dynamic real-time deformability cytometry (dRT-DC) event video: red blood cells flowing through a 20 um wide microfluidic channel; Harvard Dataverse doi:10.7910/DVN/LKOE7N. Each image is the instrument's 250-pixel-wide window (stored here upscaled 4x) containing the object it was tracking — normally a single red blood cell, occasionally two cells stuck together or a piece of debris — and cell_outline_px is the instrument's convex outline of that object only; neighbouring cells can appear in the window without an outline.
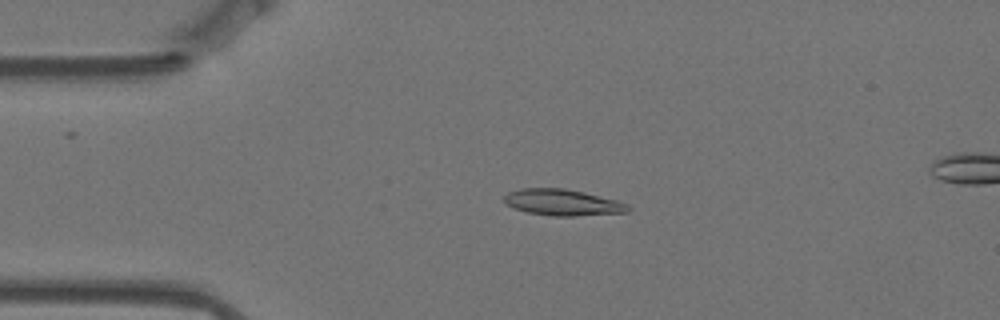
{"species": "Egyptian fruit bat (a non-hibernating species)", "species_latin": "Rousettus aegyptiacus", "temperature_condition": "warm", "stored_images_in_passage": 57, "camera_frame_rate_fps": 3000, "um_per_image_px": 0.085, "animal": {"sex": "female"}, "frame": {"image": 1, "passage_image": 12, "time_ms": 3.667, "image_size_px": [1000, 320], "cell_outline_px": [[632, 208], [628, 212], [576, 216], [552, 216], [528, 212], [512, 208], [504, 204], [504, 196], [508, 192], [520, 188], [564, 188], [584, 192], [616, 200], [628, 204]], "centroid_in_image_um": [47.8, 17.21], "position_along_channel_um": 37.2, "area_um2": 19.13}}
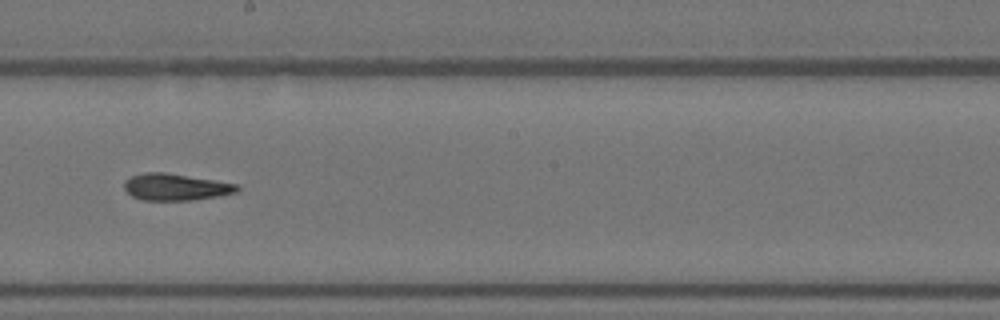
{"frame": {"image": 2, "passage_image": 31, "time_ms": 10.0, "image_size_px": [1000, 320], "cell_outline_px": [[240, 188], [236, 192], [216, 196], [192, 200], [144, 200], [132, 196], [124, 188], [124, 180], [132, 176], [144, 172], [164, 172], [236, 184]], "centroid_in_image_um": [14.88, 15.89], "position_along_channel_um": 233.3, "area_um2": 17.28}}
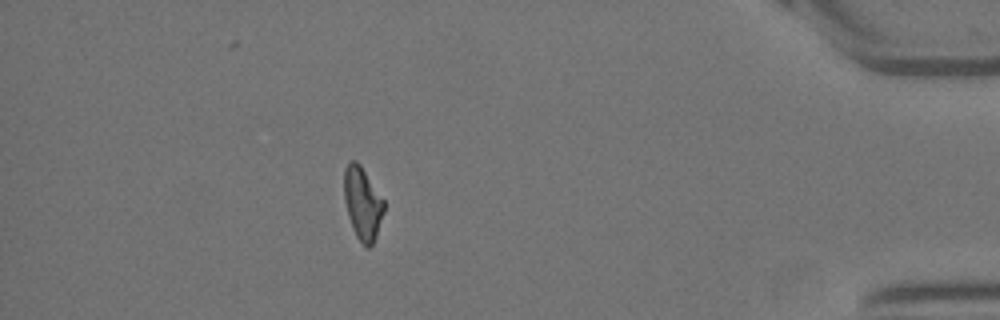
{"frame": {"image": 3, "passage_image": 50, "time_ms": 16.333, "image_size_px": [1000, 320], "cell_outline_px": [[384, 212], [376, 236], [372, 244], [368, 248], [364, 248], [356, 236], [352, 228], [348, 216], [344, 200], [344, 168], [348, 160], [356, 160], [360, 164], [384, 200]], "centroid_in_image_um": [30.8, 17.28], "position_along_channel_um": 404.4, "area_um2": 17.05}, "authors_computed_cell_mechanics": {"area_um2": 17.7446, "velocity_mm_per_s": 3.5203, "shape_relaxation_time_tau1_ms": null, "shape_relaxation_time_tau2_ms": 5.7466, "deformation_change_tau1": null, "deformation_change_tau2": 0.1265}}